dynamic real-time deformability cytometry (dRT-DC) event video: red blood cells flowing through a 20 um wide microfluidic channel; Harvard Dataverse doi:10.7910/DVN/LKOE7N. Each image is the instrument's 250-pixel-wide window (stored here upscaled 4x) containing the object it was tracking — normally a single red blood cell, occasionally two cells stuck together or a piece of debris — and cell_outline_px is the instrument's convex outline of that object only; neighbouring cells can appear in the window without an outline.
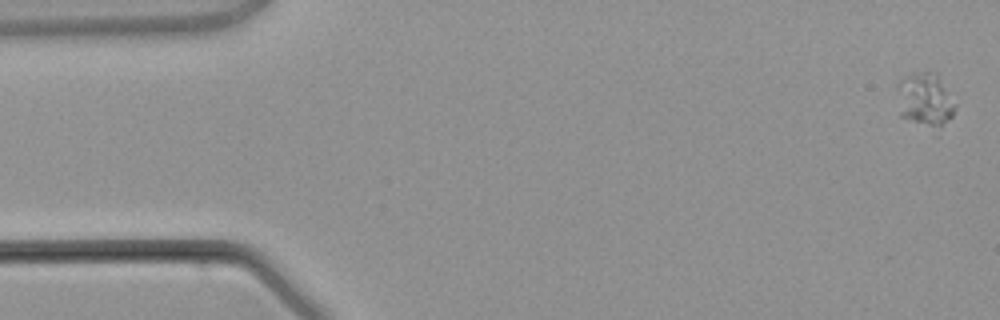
{"species": "common noctule bat (a hibernating species)", "species_latin": "Nyctalus noctula", "temperature_condition": "warm", "stored_images_in_passage": 3, "camera_frame_rate_fps": 3000, "um_per_image_px": 0.085, "animal": {"sex": "male", "body_mass_g": 21.5, "forearm_length_mm": 52.0}, "frame": {"image": 1, "passage_image": 1, "time_ms": 0.0, "image_size_px": [1000, 320], "cell_outline_px": [[956, 104], [952, 116], [940, 124], [928, 124], [900, 116], [900, 80], [904, 76], [916, 72], [936, 72], [940, 76]], "centroid_in_image_um": [78.67, 8.36], "position_along_channel_um": 6.3, "area_um2": 16.99}}
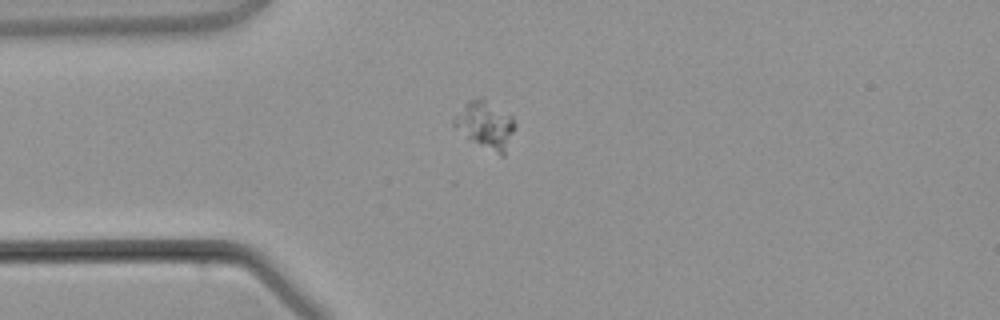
{"frame": {"image": 2, "passage_image": 3, "time_ms": 3.333, "image_size_px": [1000, 320], "cell_outline_px": [[516, 124], [504, 156], [500, 156], [472, 140], [452, 124], [452, 120], [464, 104], [468, 100], [480, 96], [484, 96], [512, 116]], "centroid_in_image_um": [41.29, 10.56], "position_along_channel_um": 43.7, "area_um2": 16.82}}